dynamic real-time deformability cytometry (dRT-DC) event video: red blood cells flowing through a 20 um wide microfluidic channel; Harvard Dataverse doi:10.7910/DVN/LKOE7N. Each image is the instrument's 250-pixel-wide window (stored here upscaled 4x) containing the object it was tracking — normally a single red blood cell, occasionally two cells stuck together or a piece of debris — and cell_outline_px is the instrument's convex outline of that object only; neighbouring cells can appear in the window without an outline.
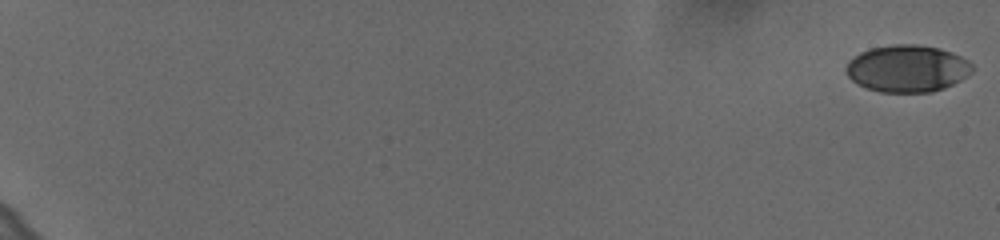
{"species": "human", "species_latin": "Homo sapiens", "temperature_condition": "cold", "stored_images_in_passage": 61, "camera_frame_rate_fps": 3000, "um_per_image_px": 0.085, "donor": {"sex": "female"}, "frame": {"image": 1, "passage_image": 1, "time_ms": 0.0, "image_size_px": [1000, 240], "cell_outline_px": [[972, 72], [960, 80], [944, 88], [932, 92], [880, 92], [868, 88], [852, 80], [848, 76], [844, 68], [848, 60], [860, 52], [872, 48], [892, 44], [916, 44], [940, 48], [952, 52], [968, 60], [972, 64]], "centroid_in_image_um": [77.11, 5.81], "position_along_channel_um": 7.9, "area_um2": 34.62}}
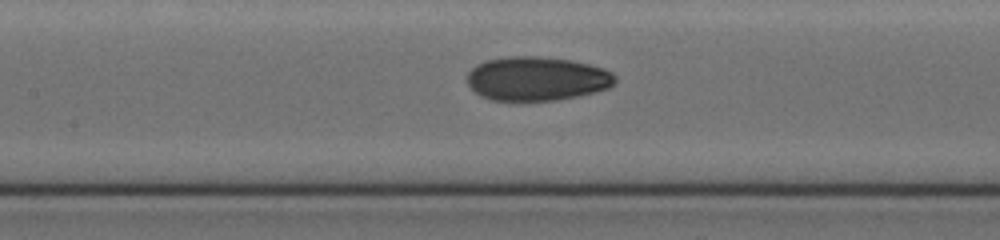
{"frame": {"image": 2, "passage_image": 33, "time_ms": 10.667, "image_size_px": [1000, 240], "cell_outline_px": [[616, 80], [608, 88], [576, 96], [556, 100], [492, 100], [480, 96], [468, 84], [468, 72], [476, 64], [488, 60], [504, 56], [540, 56], [572, 60], [604, 68], [612, 72], [616, 76]], "centroid_in_image_um": [45.62, 6.67], "position_along_channel_um": 161.8, "area_um2": 37.86}}
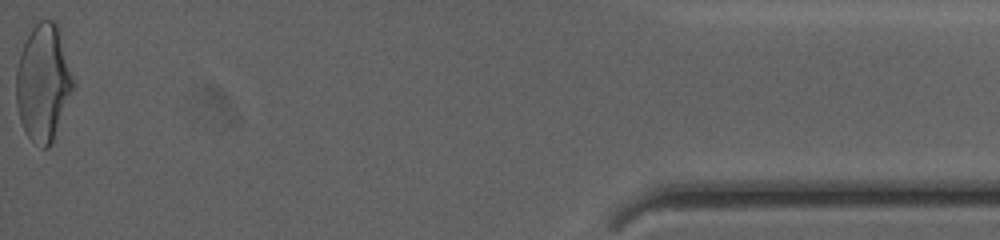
{"frame": {"image": 3, "passage_image": 61, "time_ms": 20.0, "image_size_px": [1000, 240], "cell_outline_px": [[76, 84], [52, 144], [48, 148], [44, 148], [32, 140], [24, 132], [20, 120], [16, 104], [16, 68], [20, 52], [24, 40], [32, 20], [56, 20], [60, 28]], "centroid_in_image_um": [3.68, 6.95], "position_along_channel_um": 431.5, "area_um2": 40.06}, "authors_computed_cell_mechanics": {"area_um2": 36.414, "velocity_mm_per_s": 3.6374, "shape_relaxation_time_tau1_ms": 6.321, "shape_relaxation_time_tau2_ms": 1.8927, "deformation_change_tau1": 0.1772, "deformation_change_tau2": 0.0579}}